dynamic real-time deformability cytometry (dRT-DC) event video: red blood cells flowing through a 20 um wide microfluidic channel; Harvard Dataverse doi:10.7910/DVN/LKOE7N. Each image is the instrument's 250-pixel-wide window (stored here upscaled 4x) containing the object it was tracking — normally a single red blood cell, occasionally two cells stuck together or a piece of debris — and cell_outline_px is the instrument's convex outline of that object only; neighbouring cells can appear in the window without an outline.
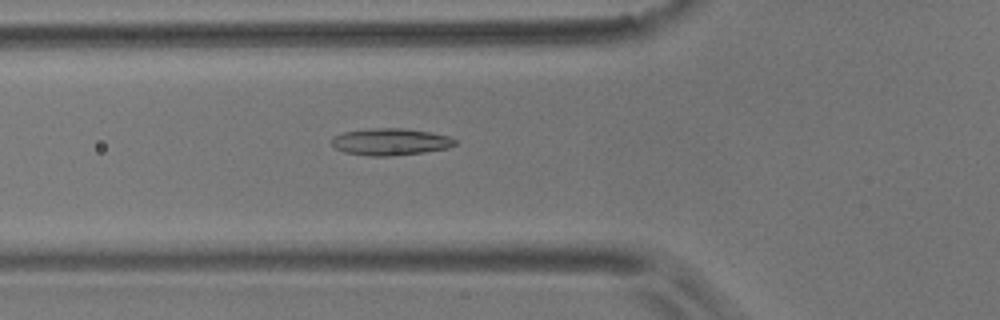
{"species": "common noctule bat (a hibernating species)", "species_latin": "Nyctalus noctula", "temperature_condition": "room temperature", "stored_images_in_passage": 6, "camera_frame_rate_fps": 3000, "um_per_image_px": 0.085, "animal": {"sex": "male", "body_mass_g": 17.9}, "frame": {"image": 1, "passage_image": 6, "time_ms": 1.667, "image_size_px": [1000, 320], "cell_outline_px": [[456, 144], [448, 148], [424, 152], [392, 156], [368, 156], [344, 152], [336, 148], [332, 144], [332, 136], [344, 132], [372, 128], [404, 128], [428, 132], [448, 136], [456, 140]], "centroid_in_image_um": [33.17, 12.06], "position_along_channel_um": 92.6, "area_um2": 19.31}}